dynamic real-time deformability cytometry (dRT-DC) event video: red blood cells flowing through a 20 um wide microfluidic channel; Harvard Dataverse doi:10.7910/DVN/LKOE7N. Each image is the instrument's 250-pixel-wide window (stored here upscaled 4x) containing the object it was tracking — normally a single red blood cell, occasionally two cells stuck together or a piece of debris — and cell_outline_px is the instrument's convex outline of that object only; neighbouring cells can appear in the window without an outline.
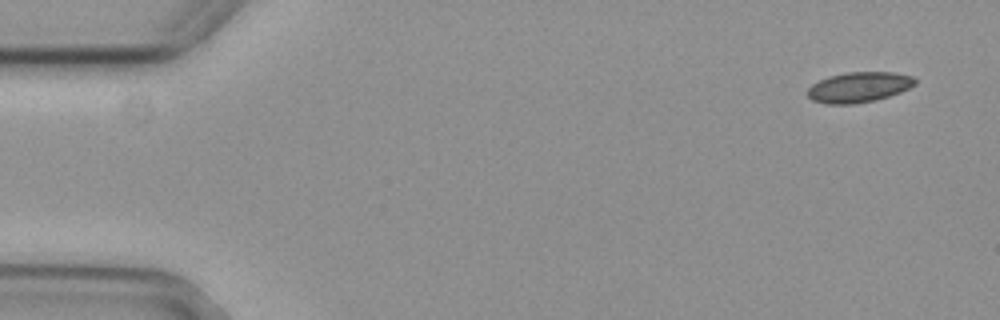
{"species": "common noctule bat (a hibernating species)", "species_latin": "Nyctalus noctula", "temperature_condition": "cold", "stored_images_in_passage": 3, "camera_frame_rate_fps": 3000, "um_per_image_px": 0.085, "animal": {"sex": "female", "body_mass_g": 29.2, "forearm_length_mm": 56.3}, "frame": {"image": 1, "passage_image": 1, "time_ms": 0.0, "image_size_px": [1000, 320], "cell_outline_px": [[916, 84], [900, 92], [876, 100], [852, 104], [824, 104], [812, 100], [808, 96], [808, 88], [812, 84], [828, 76], [848, 72], [892, 72], [912, 76], [916, 80]], "centroid_in_image_um": [72.99, 7.41], "position_along_channel_um": 12.0, "area_um2": 18.96}}